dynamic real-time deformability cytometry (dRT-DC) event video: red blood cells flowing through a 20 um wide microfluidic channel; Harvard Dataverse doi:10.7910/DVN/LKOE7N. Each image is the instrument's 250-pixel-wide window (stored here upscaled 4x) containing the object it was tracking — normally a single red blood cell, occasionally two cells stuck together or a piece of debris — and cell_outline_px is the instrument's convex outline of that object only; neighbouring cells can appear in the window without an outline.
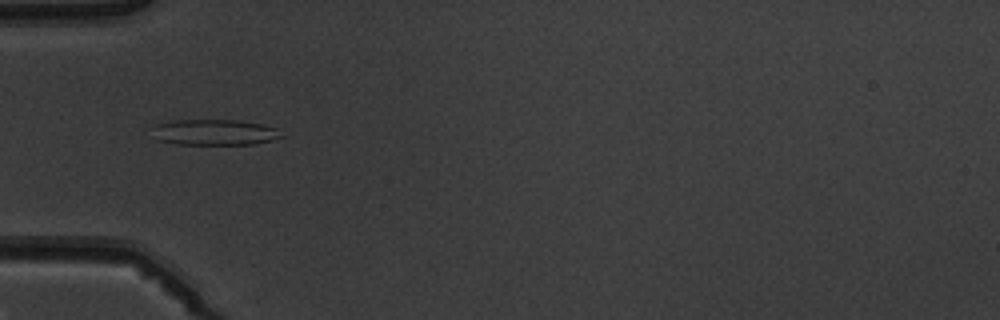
{"species": "common noctule bat (a hibernating species)", "species_latin": "Nyctalus noctula", "temperature_condition": "warm", "stored_images_in_passage": 7, "camera_frame_rate_fps": 3000, "um_per_image_px": 0.085, "animal": {"sex": "male", "body_mass_g": 19.5, "forearm_length_mm": 54.6}, "frame": {"image": 1, "passage_image": 5, "time_ms": 4.667, "image_size_px": [1000, 320], "cell_outline_px": [[284, 136], [272, 140], [252, 144], [176, 144], [156, 140], [156, 124], [172, 120], [240, 120], [260, 124], [276, 128]], "centroid_in_image_um": [18.26, 11.24], "position_along_channel_um": 66.7, "area_um2": 19.19}}
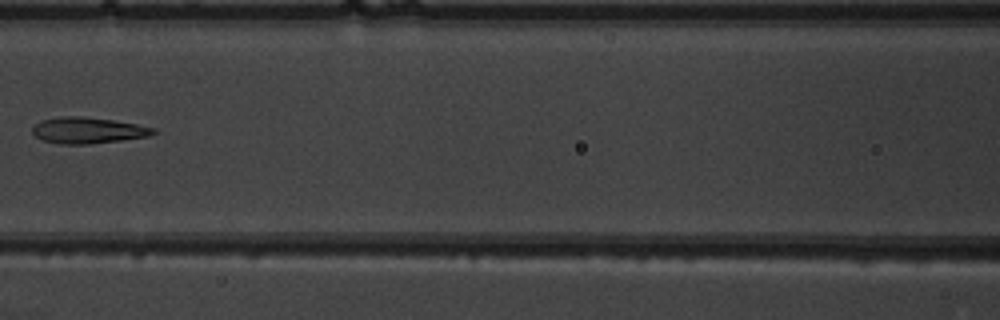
{"frame": {"image": 2, "passage_image": 7, "time_ms": 7.0, "image_size_px": [1000, 320], "cell_outline_px": [[160, 132], [148, 136], [120, 140], [88, 144], [60, 144], [40, 140], [32, 132], [32, 128], [40, 120], [60, 116], [84, 116], [112, 120], [136, 124], [156, 128]], "centroid_in_image_um": [7.46, 11.07], "position_along_channel_um": 159.1, "area_um2": 18.55}}